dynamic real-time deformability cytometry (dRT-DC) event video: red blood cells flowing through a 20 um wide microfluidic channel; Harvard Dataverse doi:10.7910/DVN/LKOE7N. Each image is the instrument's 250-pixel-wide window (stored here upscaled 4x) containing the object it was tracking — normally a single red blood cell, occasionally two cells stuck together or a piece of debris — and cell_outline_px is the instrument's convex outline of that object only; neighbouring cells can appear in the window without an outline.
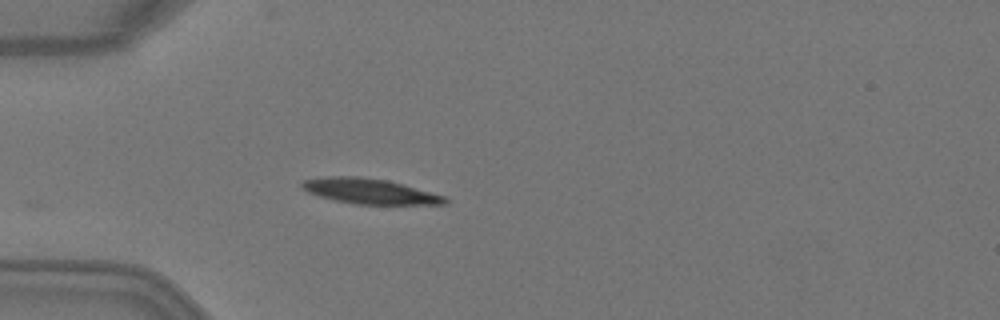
{"species": "Egyptian fruit bat (a non-hibernating species)", "species_latin": "Rousettus aegyptiacus", "temperature_condition": "warm", "stored_images_in_passage": 3, "camera_frame_rate_fps": 3000, "um_per_image_px": 0.085, "animal": {"sex": "female"}, "frame": {"image": 1, "passage_image": 3, "time_ms": 0.667, "image_size_px": [1000, 320], "cell_outline_px": [[448, 204], [356, 204], [336, 200], [320, 196], [308, 192], [300, 184], [304, 180], [328, 176], [356, 176], [388, 180], [404, 184], [448, 196]], "centroid_in_image_um": [31.51, 16.25], "position_along_channel_um": 53.5, "area_um2": 21.04}}